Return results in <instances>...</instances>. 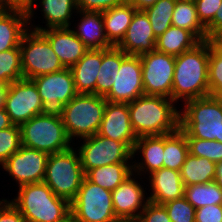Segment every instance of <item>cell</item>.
<instances>
[{
    "label": "cell",
    "mask_w": 222,
    "mask_h": 222,
    "mask_svg": "<svg viewBox=\"0 0 222 222\" xmlns=\"http://www.w3.org/2000/svg\"><path fill=\"white\" fill-rule=\"evenodd\" d=\"M133 175L132 173L112 191L115 216L120 221L135 222L148 202V198L146 201L144 199L145 194L142 186L133 177L131 178Z\"/></svg>",
    "instance_id": "obj_17"
},
{
    "label": "cell",
    "mask_w": 222,
    "mask_h": 222,
    "mask_svg": "<svg viewBox=\"0 0 222 222\" xmlns=\"http://www.w3.org/2000/svg\"><path fill=\"white\" fill-rule=\"evenodd\" d=\"M9 84L0 80V108L5 107L6 96L8 92Z\"/></svg>",
    "instance_id": "obj_49"
},
{
    "label": "cell",
    "mask_w": 222,
    "mask_h": 222,
    "mask_svg": "<svg viewBox=\"0 0 222 222\" xmlns=\"http://www.w3.org/2000/svg\"><path fill=\"white\" fill-rule=\"evenodd\" d=\"M4 108L10 121L19 126L46 112L36 85L25 78L9 84Z\"/></svg>",
    "instance_id": "obj_12"
},
{
    "label": "cell",
    "mask_w": 222,
    "mask_h": 222,
    "mask_svg": "<svg viewBox=\"0 0 222 222\" xmlns=\"http://www.w3.org/2000/svg\"><path fill=\"white\" fill-rule=\"evenodd\" d=\"M219 142L222 143V123H221V130H220V138H219Z\"/></svg>",
    "instance_id": "obj_53"
},
{
    "label": "cell",
    "mask_w": 222,
    "mask_h": 222,
    "mask_svg": "<svg viewBox=\"0 0 222 222\" xmlns=\"http://www.w3.org/2000/svg\"><path fill=\"white\" fill-rule=\"evenodd\" d=\"M11 203L26 222H61L71 214L70 202L55 195L44 182L19 186L18 196Z\"/></svg>",
    "instance_id": "obj_3"
},
{
    "label": "cell",
    "mask_w": 222,
    "mask_h": 222,
    "mask_svg": "<svg viewBox=\"0 0 222 222\" xmlns=\"http://www.w3.org/2000/svg\"><path fill=\"white\" fill-rule=\"evenodd\" d=\"M12 125L13 123L10 121L9 115L5 111V108H0V130L6 129Z\"/></svg>",
    "instance_id": "obj_48"
},
{
    "label": "cell",
    "mask_w": 222,
    "mask_h": 222,
    "mask_svg": "<svg viewBox=\"0 0 222 222\" xmlns=\"http://www.w3.org/2000/svg\"><path fill=\"white\" fill-rule=\"evenodd\" d=\"M101 64L102 49H89L70 68L78 94H96V77Z\"/></svg>",
    "instance_id": "obj_22"
},
{
    "label": "cell",
    "mask_w": 222,
    "mask_h": 222,
    "mask_svg": "<svg viewBox=\"0 0 222 222\" xmlns=\"http://www.w3.org/2000/svg\"><path fill=\"white\" fill-rule=\"evenodd\" d=\"M107 100L96 94H77L59 111L66 133L72 141L97 134Z\"/></svg>",
    "instance_id": "obj_6"
},
{
    "label": "cell",
    "mask_w": 222,
    "mask_h": 222,
    "mask_svg": "<svg viewBox=\"0 0 222 222\" xmlns=\"http://www.w3.org/2000/svg\"><path fill=\"white\" fill-rule=\"evenodd\" d=\"M216 184L222 188V161L216 163L215 180Z\"/></svg>",
    "instance_id": "obj_50"
},
{
    "label": "cell",
    "mask_w": 222,
    "mask_h": 222,
    "mask_svg": "<svg viewBox=\"0 0 222 222\" xmlns=\"http://www.w3.org/2000/svg\"><path fill=\"white\" fill-rule=\"evenodd\" d=\"M127 56L117 46L102 49V64L96 77V95L105 97L110 92L121 62Z\"/></svg>",
    "instance_id": "obj_26"
},
{
    "label": "cell",
    "mask_w": 222,
    "mask_h": 222,
    "mask_svg": "<svg viewBox=\"0 0 222 222\" xmlns=\"http://www.w3.org/2000/svg\"><path fill=\"white\" fill-rule=\"evenodd\" d=\"M70 27H35L50 43L65 68H71L89 50Z\"/></svg>",
    "instance_id": "obj_18"
},
{
    "label": "cell",
    "mask_w": 222,
    "mask_h": 222,
    "mask_svg": "<svg viewBox=\"0 0 222 222\" xmlns=\"http://www.w3.org/2000/svg\"><path fill=\"white\" fill-rule=\"evenodd\" d=\"M194 2L196 4L198 18L206 28L214 19L222 0H194Z\"/></svg>",
    "instance_id": "obj_41"
},
{
    "label": "cell",
    "mask_w": 222,
    "mask_h": 222,
    "mask_svg": "<svg viewBox=\"0 0 222 222\" xmlns=\"http://www.w3.org/2000/svg\"><path fill=\"white\" fill-rule=\"evenodd\" d=\"M185 103V110L180 112V129L186 138L219 141L222 97L208 95Z\"/></svg>",
    "instance_id": "obj_5"
},
{
    "label": "cell",
    "mask_w": 222,
    "mask_h": 222,
    "mask_svg": "<svg viewBox=\"0 0 222 222\" xmlns=\"http://www.w3.org/2000/svg\"><path fill=\"white\" fill-rule=\"evenodd\" d=\"M195 222H222V204L196 209Z\"/></svg>",
    "instance_id": "obj_43"
},
{
    "label": "cell",
    "mask_w": 222,
    "mask_h": 222,
    "mask_svg": "<svg viewBox=\"0 0 222 222\" xmlns=\"http://www.w3.org/2000/svg\"><path fill=\"white\" fill-rule=\"evenodd\" d=\"M184 197L195 208L222 204V188L215 181L185 186Z\"/></svg>",
    "instance_id": "obj_33"
},
{
    "label": "cell",
    "mask_w": 222,
    "mask_h": 222,
    "mask_svg": "<svg viewBox=\"0 0 222 222\" xmlns=\"http://www.w3.org/2000/svg\"><path fill=\"white\" fill-rule=\"evenodd\" d=\"M200 41L185 29L170 26L156 39L155 50L177 56L193 49Z\"/></svg>",
    "instance_id": "obj_27"
},
{
    "label": "cell",
    "mask_w": 222,
    "mask_h": 222,
    "mask_svg": "<svg viewBox=\"0 0 222 222\" xmlns=\"http://www.w3.org/2000/svg\"><path fill=\"white\" fill-rule=\"evenodd\" d=\"M0 222H26L20 211L9 201H0Z\"/></svg>",
    "instance_id": "obj_44"
},
{
    "label": "cell",
    "mask_w": 222,
    "mask_h": 222,
    "mask_svg": "<svg viewBox=\"0 0 222 222\" xmlns=\"http://www.w3.org/2000/svg\"><path fill=\"white\" fill-rule=\"evenodd\" d=\"M138 150H140L144 160L139 164L134 163V172L137 169L138 173L144 172L146 169L151 174L160 170L163 167L164 134L138 137L133 149V156Z\"/></svg>",
    "instance_id": "obj_24"
},
{
    "label": "cell",
    "mask_w": 222,
    "mask_h": 222,
    "mask_svg": "<svg viewBox=\"0 0 222 222\" xmlns=\"http://www.w3.org/2000/svg\"><path fill=\"white\" fill-rule=\"evenodd\" d=\"M125 3L127 0H77V7L80 11L103 12Z\"/></svg>",
    "instance_id": "obj_42"
},
{
    "label": "cell",
    "mask_w": 222,
    "mask_h": 222,
    "mask_svg": "<svg viewBox=\"0 0 222 222\" xmlns=\"http://www.w3.org/2000/svg\"><path fill=\"white\" fill-rule=\"evenodd\" d=\"M21 143L27 148L48 154L71 148L62 117L59 112L46 111L20 125Z\"/></svg>",
    "instance_id": "obj_4"
},
{
    "label": "cell",
    "mask_w": 222,
    "mask_h": 222,
    "mask_svg": "<svg viewBox=\"0 0 222 222\" xmlns=\"http://www.w3.org/2000/svg\"><path fill=\"white\" fill-rule=\"evenodd\" d=\"M85 178L80 155L71 147L63 152L49 154L43 182L53 193L71 202Z\"/></svg>",
    "instance_id": "obj_7"
},
{
    "label": "cell",
    "mask_w": 222,
    "mask_h": 222,
    "mask_svg": "<svg viewBox=\"0 0 222 222\" xmlns=\"http://www.w3.org/2000/svg\"><path fill=\"white\" fill-rule=\"evenodd\" d=\"M156 37L144 10H136L126 34L117 45L128 55H142L155 50Z\"/></svg>",
    "instance_id": "obj_19"
},
{
    "label": "cell",
    "mask_w": 222,
    "mask_h": 222,
    "mask_svg": "<svg viewBox=\"0 0 222 222\" xmlns=\"http://www.w3.org/2000/svg\"><path fill=\"white\" fill-rule=\"evenodd\" d=\"M176 1H193V0H176Z\"/></svg>",
    "instance_id": "obj_54"
},
{
    "label": "cell",
    "mask_w": 222,
    "mask_h": 222,
    "mask_svg": "<svg viewBox=\"0 0 222 222\" xmlns=\"http://www.w3.org/2000/svg\"><path fill=\"white\" fill-rule=\"evenodd\" d=\"M175 5L176 0H158L153 6L144 10L156 38L172 26V15Z\"/></svg>",
    "instance_id": "obj_35"
},
{
    "label": "cell",
    "mask_w": 222,
    "mask_h": 222,
    "mask_svg": "<svg viewBox=\"0 0 222 222\" xmlns=\"http://www.w3.org/2000/svg\"><path fill=\"white\" fill-rule=\"evenodd\" d=\"M31 80L37 87L46 111L59 112L78 94L70 68L41 75Z\"/></svg>",
    "instance_id": "obj_13"
},
{
    "label": "cell",
    "mask_w": 222,
    "mask_h": 222,
    "mask_svg": "<svg viewBox=\"0 0 222 222\" xmlns=\"http://www.w3.org/2000/svg\"><path fill=\"white\" fill-rule=\"evenodd\" d=\"M209 40L175 56L171 99L184 102L210 95L208 85Z\"/></svg>",
    "instance_id": "obj_1"
},
{
    "label": "cell",
    "mask_w": 222,
    "mask_h": 222,
    "mask_svg": "<svg viewBox=\"0 0 222 222\" xmlns=\"http://www.w3.org/2000/svg\"><path fill=\"white\" fill-rule=\"evenodd\" d=\"M23 79L20 47L0 52V80L11 84Z\"/></svg>",
    "instance_id": "obj_36"
},
{
    "label": "cell",
    "mask_w": 222,
    "mask_h": 222,
    "mask_svg": "<svg viewBox=\"0 0 222 222\" xmlns=\"http://www.w3.org/2000/svg\"><path fill=\"white\" fill-rule=\"evenodd\" d=\"M22 146L19 125L0 130V164L4 162Z\"/></svg>",
    "instance_id": "obj_38"
},
{
    "label": "cell",
    "mask_w": 222,
    "mask_h": 222,
    "mask_svg": "<svg viewBox=\"0 0 222 222\" xmlns=\"http://www.w3.org/2000/svg\"><path fill=\"white\" fill-rule=\"evenodd\" d=\"M49 154L21 146L2 165L19 186L43 182Z\"/></svg>",
    "instance_id": "obj_14"
},
{
    "label": "cell",
    "mask_w": 222,
    "mask_h": 222,
    "mask_svg": "<svg viewBox=\"0 0 222 222\" xmlns=\"http://www.w3.org/2000/svg\"><path fill=\"white\" fill-rule=\"evenodd\" d=\"M82 15L75 35L88 49L111 48L113 45L107 40L104 21L101 12L76 11Z\"/></svg>",
    "instance_id": "obj_23"
},
{
    "label": "cell",
    "mask_w": 222,
    "mask_h": 222,
    "mask_svg": "<svg viewBox=\"0 0 222 222\" xmlns=\"http://www.w3.org/2000/svg\"><path fill=\"white\" fill-rule=\"evenodd\" d=\"M19 6H25L26 7V11H27V15H28V23L31 22L29 19H31V17H33V2L35 0H14Z\"/></svg>",
    "instance_id": "obj_47"
},
{
    "label": "cell",
    "mask_w": 222,
    "mask_h": 222,
    "mask_svg": "<svg viewBox=\"0 0 222 222\" xmlns=\"http://www.w3.org/2000/svg\"><path fill=\"white\" fill-rule=\"evenodd\" d=\"M97 134L124 142L133 151L137 136L131 126L128 103L107 101Z\"/></svg>",
    "instance_id": "obj_16"
},
{
    "label": "cell",
    "mask_w": 222,
    "mask_h": 222,
    "mask_svg": "<svg viewBox=\"0 0 222 222\" xmlns=\"http://www.w3.org/2000/svg\"><path fill=\"white\" fill-rule=\"evenodd\" d=\"M144 95L140 56L128 55L122 62L110 92L104 97L110 102L130 103Z\"/></svg>",
    "instance_id": "obj_15"
},
{
    "label": "cell",
    "mask_w": 222,
    "mask_h": 222,
    "mask_svg": "<svg viewBox=\"0 0 222 222\" xmlns=\"http://www.w3.org/2000/svg\"><path fill=\"white\" fill-rule=\"evenodd\" d=\"M61 222H79V221L72 214H70Z\"/></svg>",
    "instance_id": "obj_52"
},
{
    "label": "cell",
    "mask_w": 222,
    "mask_h": 222,
    "mask_svg": "<svg viewBox=\"0 0 222 222\" xmlns=\"http://www.w3.org/2000/svg\"><path fill=\"white\" fill-rule=\"evenodd\" d=\"M19 6L14 0H0V10H8Z\"/></svg>",
    "instance_id": "obj_51"
},
{
    "label": "cell",
    "mask_w": 222,
    "mask_h": 222,
    "mask_svg": "<svg viewBox=\"0 0 222 222\" xmlns=\"http://www.w3.org/2000/svg\"><path fill=\"white\" fill-rule=\"evenodd\" d=\"M132 173L133 165L117 163L88 170L85 178L112 192Z\"/></svg>",
    "instance_id": "obj_28"
},
{
    "label": "cell",
    "mask_w": 222,
    "mask_h": 222,
    "mask_svg": "<svg viewBox=\"0 0 222 222\" xmlns=\"http://www.w3.org/2000/svg\"><path fill=\"white\" fill-rule=\"evenodd\" d=\"M172 99L160 95H142L128 103L130 122L137 138L163 135L180 128V111Z\"/></svg>",
    "instance_id": "obj_2"
},
{
    "label": "cell",
    "mask_w": 222,
    "mask_h": 222,
    "mask_svg": "<svg viewBox=\"0 0 222 222\" xmlns=\"http://www.w3.org/2000/svg\"><path fill=\"white\" fill-rule=\"evenodd\" d=\"M172 26L190 31L200 42L207 40V31L198 18L194 0L176 1Z\"/></svg>",
    "instance_id": "obj_30"
},
{
    "label": "cell",
    "mask_w": 222,
    "mask_h": 222,
    "mask_svg": "<svg viewBox=\"0 0 222 222\" xmlns=\"http://www.w3.org/2000/svg\"><path fill=\"white\" fill-rule=\"evenodd\" d=\"M40 3L48 28L69 27L73 10L78 11L77 0H41Z\"/></svg>",
    "instance_id": "obj_32"
},
{
    "label": "cell",
    "mask_w": 222,
    "mask_h": 222,
    "mask_svg": "<svg viewBox=\"0 0 222 222\" xmlns=\"http://www.w3.org/2000/svg\"><path fill=\"white\" fill-rule=\"evenodd\" d=\"M208 85L210 95L222 97V38L209 39Z\"/></svg>",
    "instance_id": "obj_34"
},
{
    "label": "cell",
    "mask_w": 222,
    "mask_h": 222,
    "mask_svg": "<svg viewBox=\"0 0 222 222\" xmlns=\"http://www.w3.org/2000/svg\"><path fill=\"white\" fill-rule=\"evenodd\" d=\"M136 9L129 3L101 12L107 40L117 46L124 38Z\"/></svg>",
    "instance_id": "obj_25"
},
{
    "label": "cell",
    "mask_w": 222,
    "mask_h": 222,
    "mask_svg": "<svg viewBox=\"0 0 222 222\" xmlns=\"http://www.w3.org/2000/svg\"><path fill=\"white\" fill-rule=\"evenodd\" d=\"M135 222H171V220L164 205L148 200Z\"/></svg>",
    "instance_id": "obj_40"
},
{
    "label": "cell",
    "mask_w": 222,
    "mask_h": 222,
    "mask_svg": "<svg viewBox=\"0 0 222 222\" xmlns=\"http://www.w3.org/2000/svg\"><path fill=\"white\" fill-rule=\"evenodd\" d=\"M157 1L158 0H127V3L131 4L136 10H145L153 6Z\"/></svg>",
    "instance_id": "obj_46"
},
{
    "label": "cell",
    "mask_w": 222,
    "mask_h": 222,
    "mask_svg": "<svg viewBox=\"0 0 222 222\" xmlns=\"http://www.w3.org/2000/svg\"><path fill=\"white\" fill-rule=\"evenodd\" d=\"M29 30L20 42L23 78L32 79L64 69L49 41L40 32Z\"/></svg>",
    "instance_id": "obj_8"
},
{
    "label": "cell",
    "mask_w": 222,
    "mask_h": 222,
    "mask_svg": "<svg viewBox=\"0 0 222 222\" xmlns=\"http://www.w3.org/2000/svg\"><path fill=\"white\" fill-rule=\"evenodd\" d=\"M71 214L79 222H119L115 216L112 192L84 178L70 202Z\"/></svg>",
    "instance_id": "obj_9"
},
{
    "label": "cell",
    "mask_w": 222,
    "mask_h": 222,
    "mask_svg": "<svg viewBox=\"0 0 222 222\" xmlns=\"http://www.w3.org/2000/svg\"><path fill=\"white\" fill-rule=\"evenodd\" d=\"M163 205L168 212L171 222H195L196 209L184 196Z\"/></svg>",
    "instance_id": "obj_39"
},
{
    "label": "cell",
    "mask_w": 222,
    "mask_h": 222,
    "mask_svg": "<svg viewBox=\"0 0 222 222\" xmlns=\"http://www.w3.org/2000/svg\"><path fill=\"white\" fill-rule=\"evenodd\" d=\"M207 40L212 38H222V3L215 13L214 19L206 27Z\"/></svg>",
    "instance_id": "obj_45"
},
{
    "label": "cell",
    "mask_w": 222,
    "mask_h": 222,
    "mask_svg": "<svg viewBox=\"0 0 222 222\" xmlns=\"http://www.w3.org/2000/svg\"><path fill=\"white\" fill-rule=\"evenodd\" d=\"M150 175L153 193L147 197L149 201L163 205L184 196L185 185L180 171L162 167Z\"/></svg>",
    "instance_id": "obj_20"
},
{
    "label": "cell",
    "mask_w": 222,
    "mask_h": 222,
    "mask_svg": "<svg viewBox=\"0 0 222 222\" xmlns=\"http://www.w3.org/2000/svg\"><path fill=\"white\" fill-rule=\"evenodd\" d=\"M78 149L84 173L88 170L110 164L128 163L133 151L124 143L95 134L83 138Z\"/></svg>",
    "instance_id": "obj_10"
},
{
    "label": "cell",
    "mask_w": 222,
    "mask_h": 222,
    "mask_svg": "<svg viewBox=\"0 0 222 222\" xmlns=\"http://www.w3.org/2000/svg\"><path fill=\"white\" fill-rule=\"evenodd\" d=\"M188 154L187 139L180 128L173 133L164 134V168L180 171Z\"/></svg>",
    "instance_id": "obj_31"
},
{
    "label": "cell",
    "mask_w": 222,
    "mask_h": 222,
    "mask_svg": "<svg viewBox=\"0 0 222 222\" xmlns=\"http://www.w3.org/2000/svg\"><path fill=\"white\" fill-rule=\"evenodd\" d=\"M189 153L197 157L207 158L215 163L222 161V143L216 140L186 138Z\"/></svg>",
    "instance_id": "obj_37"
},
{
    "label": "cell",
    "mask_w": 222,
    "mask_h": 222,
    "mask_svg": "<svg viewBox=\"0 0 222 222\" xmlns=\"http://www.w3.org/2000/svg\"><path fill=\"white\" fill-rule=\"evenodd\" d=\"M215 169V162L189 153L180 169V175L185 186L206 184L215 180Z\"/></svg>",
    "instance_id": "obj_29"
},
{
    "label": "cell",
    "mask_w": 222,
    "mask_h": 222,
    "mask_svg": "<svg viewBox=\"0 0 222 222\" xmlns=\"http://www.w3.org/2000/svg\"><path fill=\"white\" fill-rule=\"evenodd\" d=\"M27 24L28 15L25 6L0 10V52L20 47L21 38L28 30Z\"/></svg>",
    "instance_id": "obj_21"
},
{
    "label": "cell",
    "mask_w": 222,
    "mask_h": 222,
    "mask_svg": "<svg viewBox=\"0 0 222 222\" xmlns=\"http://www.w3.org/2000/svg\"><path fill=\"white\" fill-rule=\"evenodd\" d=\"M139 56L144 94L160 95L171 99L175 56L156 50Z\"/></svg>",
    "instance_id": "obj_11"
}]
</instances>
